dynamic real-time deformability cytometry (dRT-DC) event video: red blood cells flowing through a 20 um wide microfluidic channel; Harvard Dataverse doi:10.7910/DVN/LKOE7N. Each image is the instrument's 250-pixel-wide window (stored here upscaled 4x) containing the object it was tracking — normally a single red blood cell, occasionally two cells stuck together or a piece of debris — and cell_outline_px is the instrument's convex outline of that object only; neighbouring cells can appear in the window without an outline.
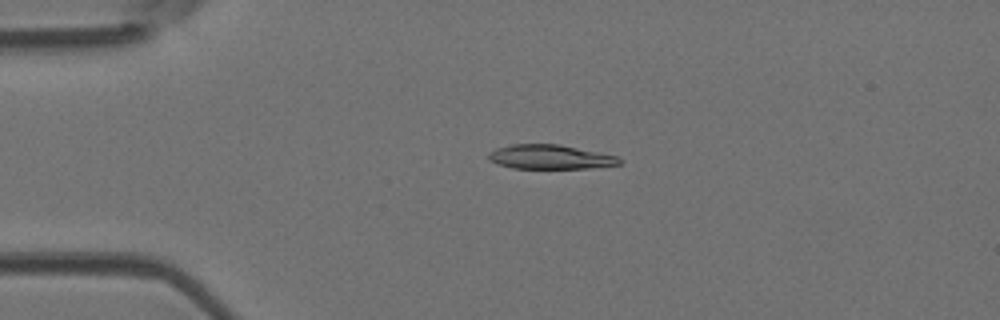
{"species": "Egyptian fruit bat (a non-hibernating species)", "species_latin": "Rousettus aegyptiacus", "temperature_condition": "room temperature", "stored_images_in_passage": 8, "camera_frame_rate_fps": 3000, "um_per_image_px": 0.085, "animal": {"sex": "female"}, "frame": {"image": 1, "passage_image": 3, "time_ms": 0.667, "image_size_px": [1000, 320], "cell_outline_px": [[624, 160], [620, 164], [588, 168], [512, 168], [496, 164], [488, 160], [488, 152], [496, 148], [512, 144], [556, 144], [616, 156]], "centroid_in_image_um": [46.7, 13.34], "position_along_channel_um": 38.3, "area_um2": 18.38}}
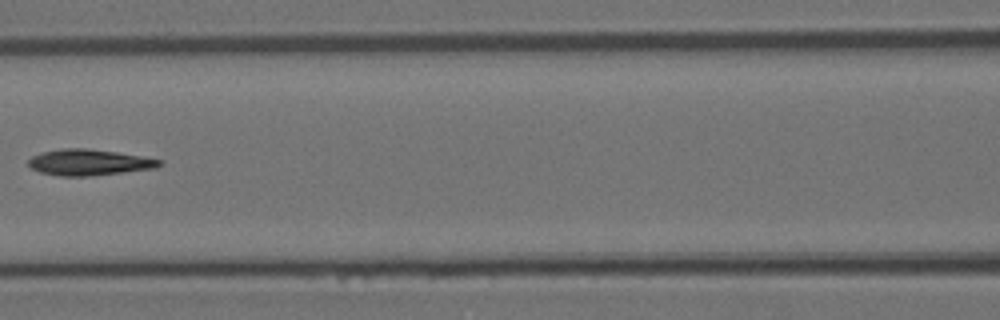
{"frame": {"image": 2, "passage_image": 6, "time_ms": 1.667, "image_size_px": [1000, 320], "cell_outline_px": [[164, 164], [156, 168], [92, 176], [60, 176], [40, 172], [32, 168], [28, 164], [28, 160], [32, 156], [40, 152], [60, 148], [88, 148], [116, 152], [164, 160]], "centroid_in_image_um": [7.58, 13.79], "position_along_channel_um": 159.0, "area_um2": 20.06}}
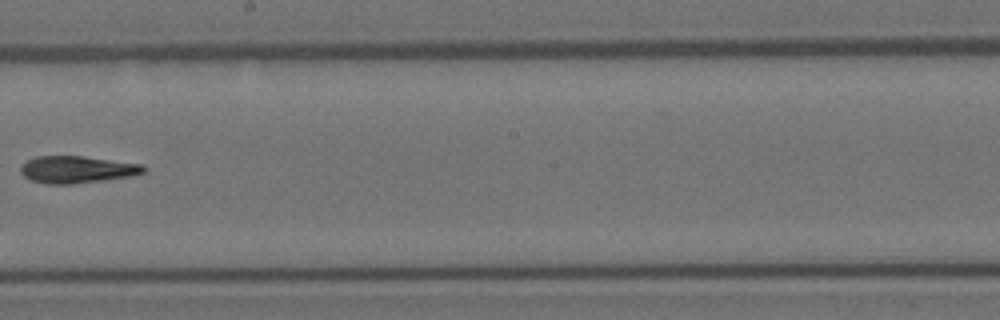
{"frame": {"image": 3, "passage_image": 8, "time_ms": 2.333, "image_size_px": [1000, 320], "cell_outline_px": [[148, 168], [144, 172], [132, 176], [104, 180], [72, 184], [48, 184], [32, 180], [24, 176], [20, 172], [20, 168], [28, 160], [36, 156], [84, 156], [144, 164]], "centroid_in_image_um": [6.6, 14.4], "position_along_channel_um": 241.6, "area_um2": 19.48}}